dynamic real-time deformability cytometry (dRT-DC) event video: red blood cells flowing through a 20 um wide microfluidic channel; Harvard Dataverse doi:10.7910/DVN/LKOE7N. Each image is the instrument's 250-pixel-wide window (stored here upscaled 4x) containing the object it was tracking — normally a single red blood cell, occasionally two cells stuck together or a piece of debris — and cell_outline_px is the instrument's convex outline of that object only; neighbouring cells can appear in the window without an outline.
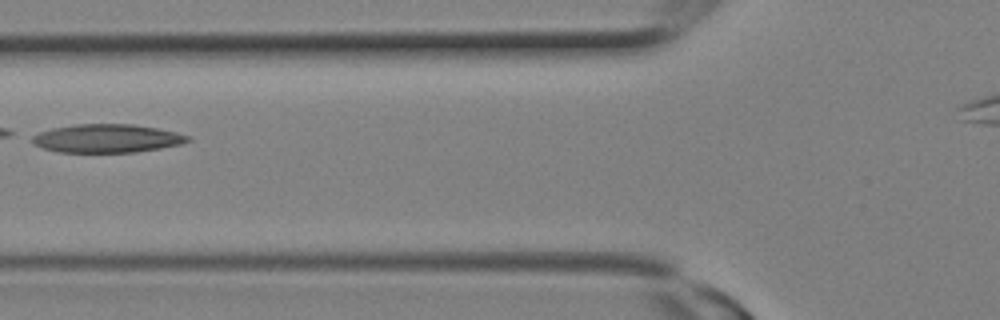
{"species": "Egyptian fruit bat (a non-hibernating species)", "species_latin": "Rousettus aegyptiacus", "temperature_condition": "room temperature", "stored_images_in_passage": 13, "camera_frame_rate_fps": 3000, "um_per_image_px": 0.085, "animal": {"sex": "female"}, "frame": {"image": 1, "passage_image": 8, "time_ms": 2.333, "image_size_px": [1000, 320], "cell_outline_px": [[192, 140], [180, 144], [160, 148], [136, 152], [56, 152], [44, 148], [36, 144], [32, 140], [32, 136], [40, 132], [52, 128], [76, 124], [132, 124], [156, 128], [176, 132], [192, 136]], "centroid_in_image_um": [9.13, 11.76], "position_along_channel_um": 116.7, "area_um2": 25.66}}
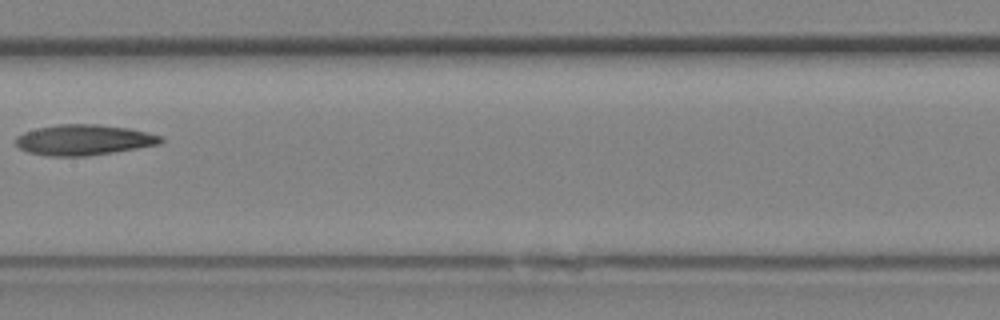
{"frame": {"image": 2, "passage_image": 11, "time_ms": 3.333, "image_size_px": [1000, 320], "cell_outline_px": [[164, 140], [160, 144], [112, 152], [84, 156], [48, 156], [28, 152], [20, 148], [16, 144], [16, 136], [24, 132], [36, 128], [60, 124], [96, 124], [128, 128], [164, 136]], "centroid_in_image_um": [7.12, 11.88], "position_along_channel_um": 200.3, "area_um2": 25.72}}